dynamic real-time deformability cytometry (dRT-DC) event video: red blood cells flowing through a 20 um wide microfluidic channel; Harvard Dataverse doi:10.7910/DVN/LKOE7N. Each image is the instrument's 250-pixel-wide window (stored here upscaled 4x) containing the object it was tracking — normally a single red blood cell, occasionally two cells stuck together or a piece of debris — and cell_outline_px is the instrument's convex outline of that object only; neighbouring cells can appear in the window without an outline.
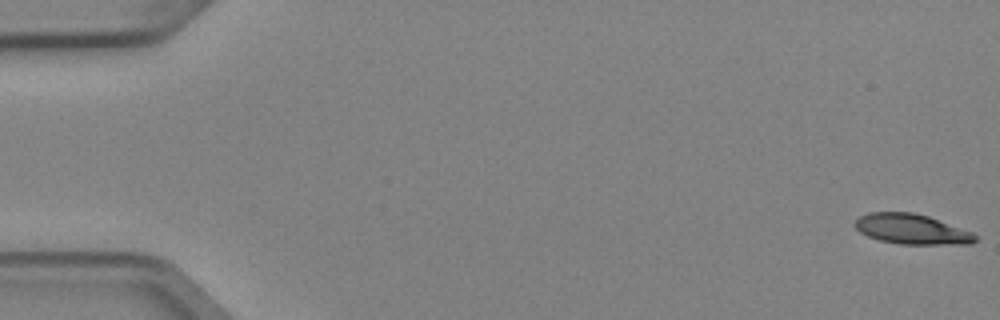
{"species": "Egyptian fruit bat (a non-hibernating species)", "species_latin": "Rousettus aegyptiacus", "temperature_condition": "cold", "stored_images_in_passage": 4, "camera_frame_rate_fps": 3000, "um_per_image_px": 0.085, "animal": {"sex": "female"}, "frame": {"image": 1, "passage_image": 1, "time_ms": 0.0, "image_size_px": [1000, 320], "cell_outline_px": [[976, 240], [972, 244], [900, 244], [880, 240], [868, 236], [860, 232], [852, 224], [860, 216], [868, 212], [912, 212], [928, 216], [972, 232], [976, 236]], "centroid_in_image_um": [77.47, 19.47], "position_along_channel_um": 7.5, "area_um2": 21.04}}